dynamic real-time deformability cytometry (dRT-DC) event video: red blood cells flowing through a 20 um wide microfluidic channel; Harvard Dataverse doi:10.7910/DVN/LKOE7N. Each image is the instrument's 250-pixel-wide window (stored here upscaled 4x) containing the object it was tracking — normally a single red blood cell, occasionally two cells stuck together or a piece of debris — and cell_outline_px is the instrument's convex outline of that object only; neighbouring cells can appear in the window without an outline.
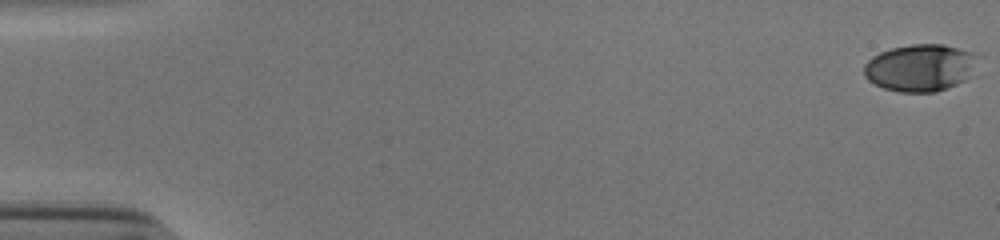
{"species": "human", "species_latin": "Homo sapiens", "temperature_condition": "cold", "stored_images_in_passage": 51, "camera_frame_rate_fps": 3000, "um_per_image_px": 0.085, "donor": {"sex": "male"}, "frame": {"image": 1, "passage_image": 1, "time_ms": 0.0, "image_size_px": [1000, 240], "cell_outline_px": [[984, 56], [972, 76], [956, 84], [936, 92], [900, 92], [884, 88], [868, 80], [864, 76], [864, 64], [872, 56], [880, 52], [892, 48], [912, 44], [944, 44], [976, 52]], "centroid_in_image_um": [78.32, 5.73], "position_along_channel_um": 6.7, "area_um2": 32.02}}
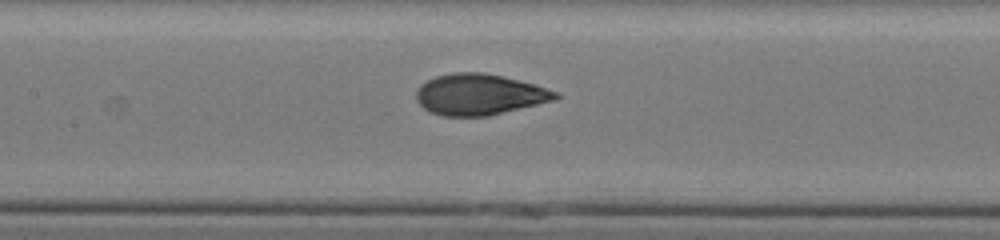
{"frame": {"image": 2, "passage_image": 27, "time_ms": 8.667, "image_size_px": [1000, 240], "cell_outline_px": [[560, 96], [556, 100], [488, 116], [444, 116], [432, 112], [424, 108], [416, 100], [416, 88], [420, 84], [436, 76], [452, 72], [484, 72], [536, 84], [560, 92]], "centroid_in_image_um": [40.77, 8.02], "position_along_channel_um": 166.6, "area_um2": 33.52}}
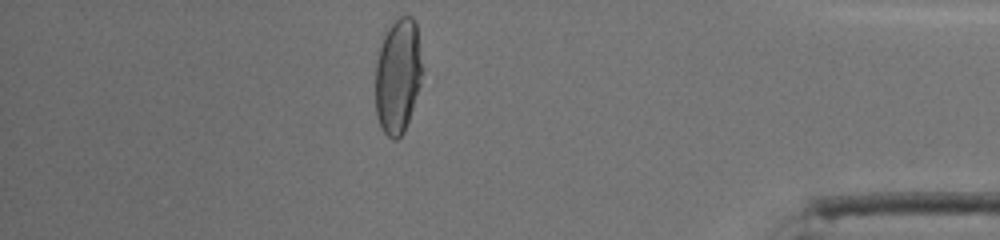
{"frame": {"image": 3, "passage_image": 48, "time_ms": 15.667, "image_size_px": [1000, 240], "cell_outline_px": [[424, 72], [404, 132], [396, 140], [392, 140], [384, 132], [376, 116], [376, 60], [384, 36], [388, 28], [400, 16], [412, 16], [416, 20]], "centroid_in_image_um": [33.84, 6.43], "position_along_channel_um": 401.4, "area_um2": 31.5}, "authors_computed_cell_mechanics": {"area_um2": 32.7148, "velocity_mm_per_s": 3.8579, "shape_relaxation_time_tau1_ms": 4.8294, "shape_relaxation_time_tau2_ms": 0.8011, "deformation_change_tau1": 0.2087, "deformation_change_tau2": 0.0598}}